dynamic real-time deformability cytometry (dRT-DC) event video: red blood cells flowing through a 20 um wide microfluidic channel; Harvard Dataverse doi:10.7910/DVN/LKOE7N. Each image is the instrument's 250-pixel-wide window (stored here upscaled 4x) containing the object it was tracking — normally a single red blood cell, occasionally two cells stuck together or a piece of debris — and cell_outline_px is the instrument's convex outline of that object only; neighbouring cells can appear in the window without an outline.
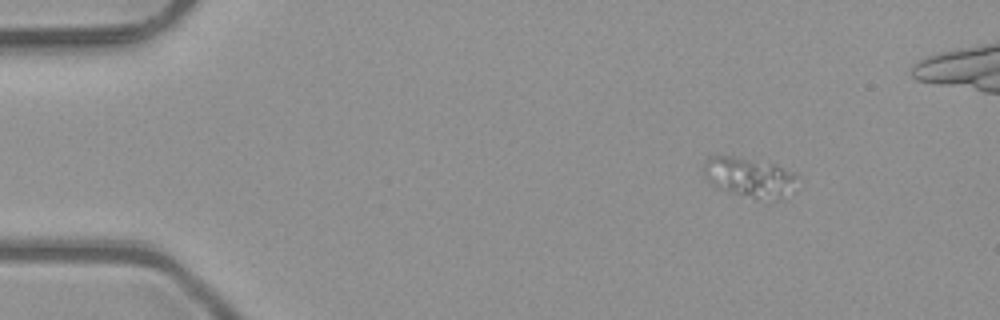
{"species": "common noctule bat (a hibernating species)", "species_latin": "Nyctalus noctula", "temperature_condition": "room temperature", "stored_images_in_passage": 5, "segment_of_instrument_passage": [2, 2], "camera_frame_rate_fps": 3000, "um_per_image_px": 0.085, "animal": {"sex": "male", "body_mass_g": 23.1, "forearm_length_mm": 52.7}, "frame": {"image": 1, "passage_image": 5, "time_ms": 1.333, "image_size_px": [1000, 320], "cell_outline_px": [[800, 188], [796, 192], [784, 200], [752, 200], [716, 188], [704, 176], [704, 164], [708, 156], [736, 156], [776, 164], [792, 172], [796, 176]], "centroid_in_image_um": [63.8, 15.13], "position_along_channel_um": 21.2, "area_um2": 22.83}}